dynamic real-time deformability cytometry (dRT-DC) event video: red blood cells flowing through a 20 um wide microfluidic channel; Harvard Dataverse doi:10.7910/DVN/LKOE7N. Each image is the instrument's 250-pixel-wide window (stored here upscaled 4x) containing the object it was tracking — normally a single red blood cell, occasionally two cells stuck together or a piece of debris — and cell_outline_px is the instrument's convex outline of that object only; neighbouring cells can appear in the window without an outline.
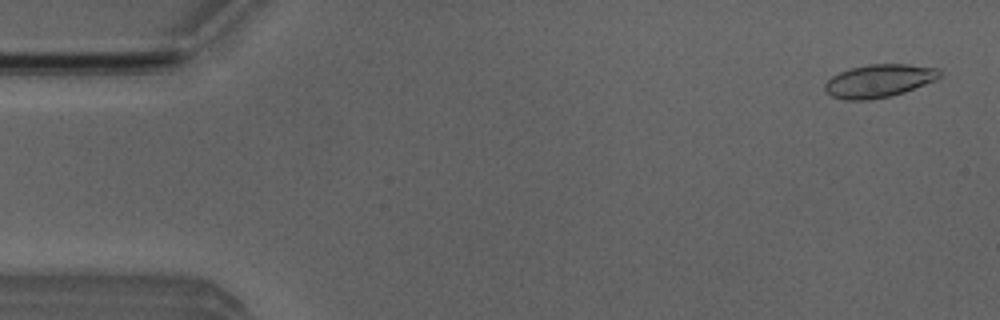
{"species": "Egyptian fruit bat (a non-hibernating species)", "species_latin": "Rousettus aegyptiacus", "temperature_condition": "room temperature", "stored_images_in_passage": 9, "camera_frame_rate_fps": 3000, "um_per_image_px": 0.085, "animal": {"sex": "male"}, "frame": {"image": 1, "passage_image": 2, "time_ms": 0.333, "image_size_px": [1000, 320], "cell_outline_px": [[940, 76], [924, 84], [904, 92], [892, 96], [868, 100], [844, 100], [832, 96], [824, 88], [824, 84], [832, 76], [840, 72], [852, 68], [868, 64], [908, 64], [940, 68]], "centroid_in_image_um": [74.7, 6.87], "position_along_channel_um": 10.3, "area_um2": 21.91}}